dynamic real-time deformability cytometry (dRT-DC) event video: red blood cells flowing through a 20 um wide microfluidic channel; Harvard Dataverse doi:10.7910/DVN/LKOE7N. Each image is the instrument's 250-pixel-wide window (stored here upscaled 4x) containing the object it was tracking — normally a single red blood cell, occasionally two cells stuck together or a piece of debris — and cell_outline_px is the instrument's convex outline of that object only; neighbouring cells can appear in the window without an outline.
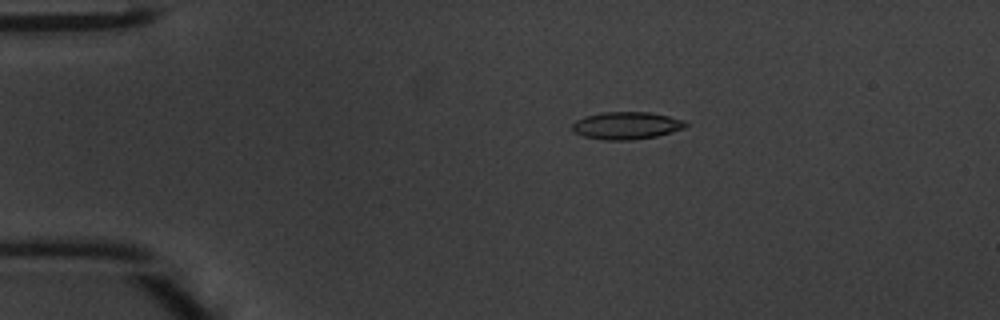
{"species": "common noctule bat (a hibernating species)", "species_latin": "Nyctalus noctula", "temperature_condition": "warm", "stored_images_in_passage": 39, "camera_frame_rate_fps": 3000, "um_per_image_px": 0.085, "animal": {"sex": "male", "body_mass_g": 20.1, "forearm_length_mm": 53.5}, "frame": {"image": 1, "passage_image": 1, "time_ms": 0.0, "image_size_px": [1000, 320], "cell_outline_px": [[688, 124], [684, 128], [672, 132], [656, 136], [632, 140], [608, 140], [584, 136], [572, 132], [572, 124], [576, 120], [584, 116], [604, 112], [648, 112], [668, 116], [684, 120]], "centroid_in_image_um": [53.23, 10.67], "position_along_channel_um": 31.8, "area_um2": 18.09}}
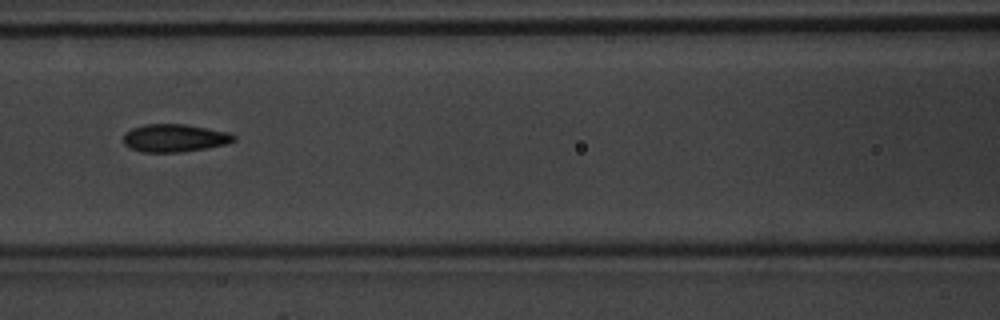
{"frame": {"image": 2, "passage_image": 13, "time_ms": 4.0, "image_size_px": [1000, 320], "cell_outline_px": [[236, 140], [228, 144], [180, 152], [140, 152], [128, 148], [124, 144], [124, 132], [132, 128], [144, 124], [184, 124], [208, 128], [228, 132], [236, 136]], "centroid_in_image_um": [14.82, 11.73], "position_along_channel_um": 151.8, "area_um2": 18.03}}
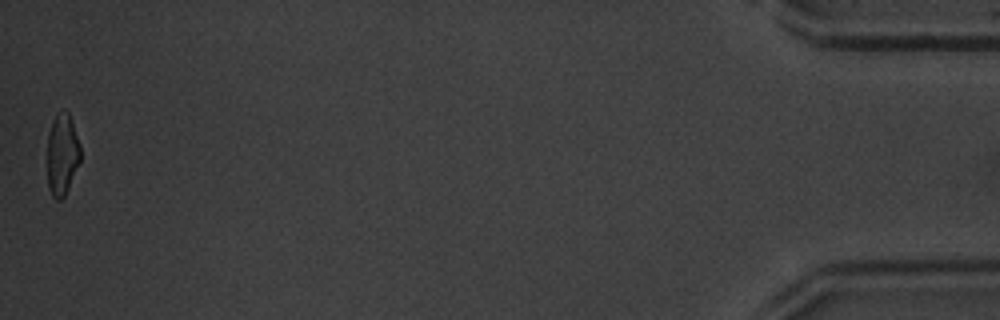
{"frame": {"image": 3, "passage_image": 39, "time_ms": 12.667, "image_size_px": [1000, 320], "cell_outline_px": [[80, 160], [68, 188], [64, 196], [60, 200], [56, 200], [52, 196], [48, 188], [48, 136], [52, 120], [64, 108], [68, 112], [80, 144]], "centroid_in_image_um": [5.28, 13.13], "position_along_channel_um": 429.9, "area_um2": 15.55}, "authors_computed_cell_mechanics": {"area_um2": 17.4556, "velocity_mm_per_s": 4.269, "shape_relaxation_time_tau1_ms": 3.2883, "shape_relaxation_time_tau2_ms": 2.3853, "deformation_change_tau1": 0.1549, "deformation_change_tau2": 0.0653}}